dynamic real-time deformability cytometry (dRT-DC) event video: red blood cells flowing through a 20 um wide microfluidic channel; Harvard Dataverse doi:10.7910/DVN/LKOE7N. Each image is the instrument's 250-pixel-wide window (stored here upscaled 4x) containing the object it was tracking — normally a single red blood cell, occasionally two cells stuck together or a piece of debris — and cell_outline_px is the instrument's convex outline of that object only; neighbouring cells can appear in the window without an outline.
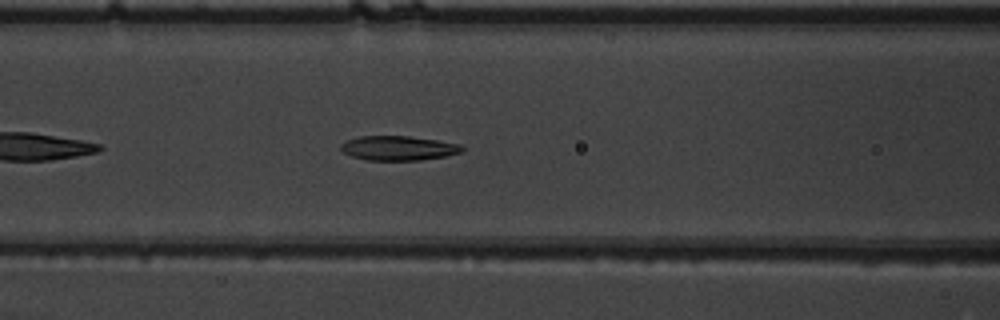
{"species": "common noctule bat (a hibernating species)", "species_latin": "Nyctalus noctula", "temperature_condition": "warm", "stored_images_in_passage": 38, "camera_frame_rate_fps": 3000, "um_per_image_px": 0.085, "animal": {"sex": "male", "body_mass_g": 19.5, "forearm_length_mm": 54.6}, "frame": {"image": 1, "passage_image": 8, "time_ms": 2.333, "image_size_px": [1000, 320], "cell_outline_px": [[464, 152], [444, 156], [420, 160], [364, 160], [352, 156], [344, 152], [340, 148], [340, 144], [344, 140], [360, 136], [408, 136], [436, 140], [460, 144], [464, 148]], "centroid_in_image_um": [33.84, 12.59], "position_along_channel_um": 132.8, "area_um2": 17.34}}
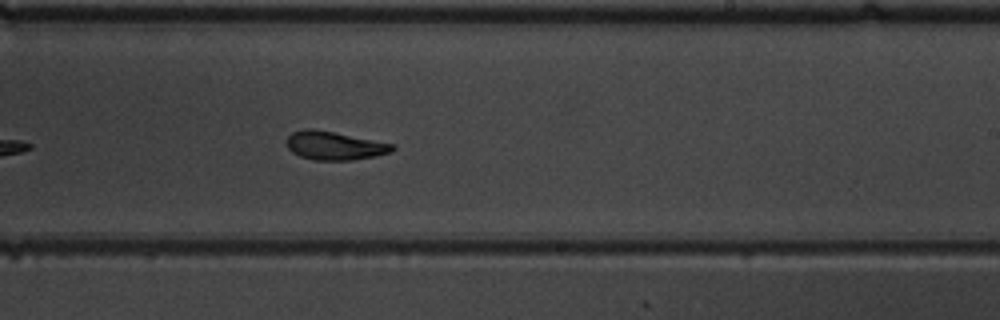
{"frame": {"image": 2, "passage_image": 18, "time_ms": 5.667, "image_size_px": [1000, 320], "cell_outline_px": [[396, 148], [392, 152], [376, 156], [352, 160], [312, 160], [300, 156], [292, 152], [288, 148], [288, 136], [292, 132], [304, 128], [312, 128], [396, 144]], "centroid_in_image_um": [28.47, 12.38], "position_along_channel_um": 260.5, "area_um2": 17.63}}
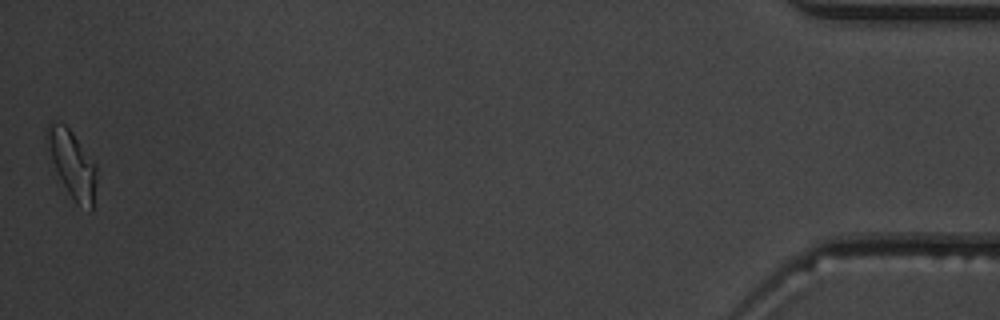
{"frame": {"image": 3, "passage_image": 38, "time_ms": 12.333, "image_size_px": [1000, 320], "cell_outline_px": [[96, 180], [92, 212], [88, 212], [76, 204], [68, 192], [52, 160], [44, 136], [48, 120], [64, 124], [72, 132], [96, 164]], "centroid_in_image_um": [6.14, 13.94], "position_along_channel_um": 429.1, "area_um2": 19.31}, "authors_computed_cell_mechanics": {"area_um2": 17.629, "velocity_mm_per_s": 3.8473, "shape_relaxation_time_tau1_ms": 6.539, "shape_relaxation_time_tau2_ms": 3.1608, "deformation_change_tau1": 0.2026, "deformation_change_tau2": 0.0996}}